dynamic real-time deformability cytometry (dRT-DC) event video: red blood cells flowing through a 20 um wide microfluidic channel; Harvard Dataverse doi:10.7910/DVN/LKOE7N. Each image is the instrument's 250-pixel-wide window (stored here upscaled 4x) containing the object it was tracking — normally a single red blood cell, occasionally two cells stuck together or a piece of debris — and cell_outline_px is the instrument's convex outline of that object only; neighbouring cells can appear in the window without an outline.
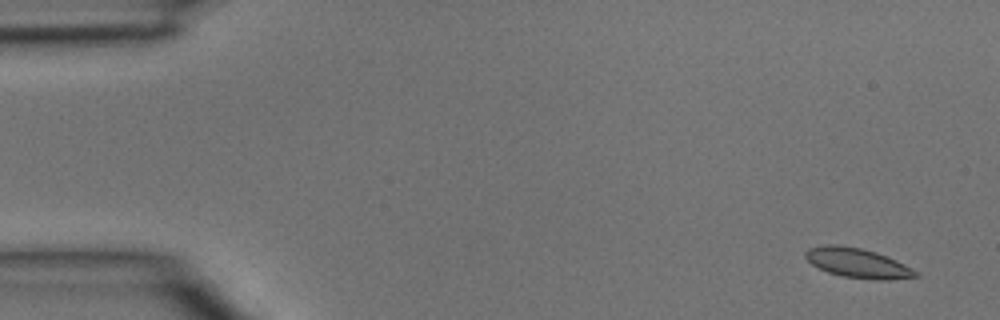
{"species": "common noctule bat (a hibernating species)", "species_latin": "Nyctalus noctula", "temperature_condition": "room temperature", "stored_images_in_passage": 6, "camera_frame_rate_fps": 3000, "um_per_image_px": 0.085, "animal": {"sex": "male", "body_mass_g": 15.6}, "frame": {"image": 1, "passage_image": 1, "time_ms": 0.0, "image_size_px": [1000, 320], "cell_outline_px": [[920, 276], [888, 280], [872, 280], [840, 276], [828, 272], [812, 264], [804, 256], [804, 252], [808, 248], [824, 244], [836, 244], [860, 248], [876, 252], [896, 260], [920, 272]], "centroid_in_image_um": [72.9, 22.36], "position_along_channel_um": 12.1, "area_um2": 19.19}}
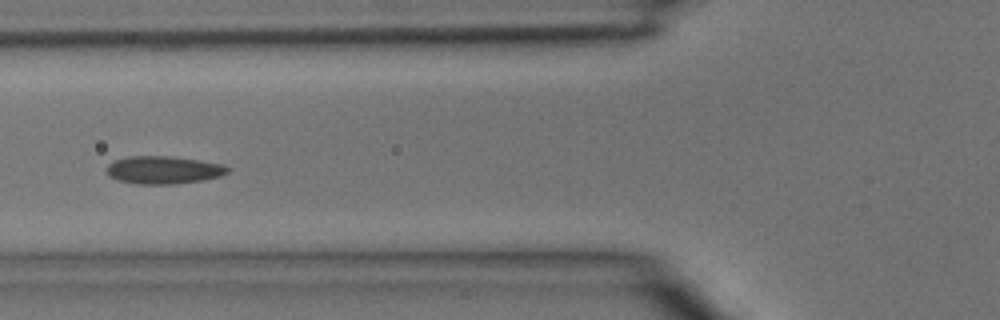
{"frame": {"image": 2, "passage_image": 5, "time_ms": 1.333, "image_size_px": [1000, 320], "cell_outline_px": [[228, 172], [220, 176], [204, 180], [176, 184], [136, 184], [116, 180], [108, 176], [108, 164], [116, 160], [128, 156], [168, 156], [200, 160], [220, 164], [228, 168]], "centroid_in_image_um": [13.87, 14.46], "position_along_channel_um": 111.9, "area_um2": 19.54}}
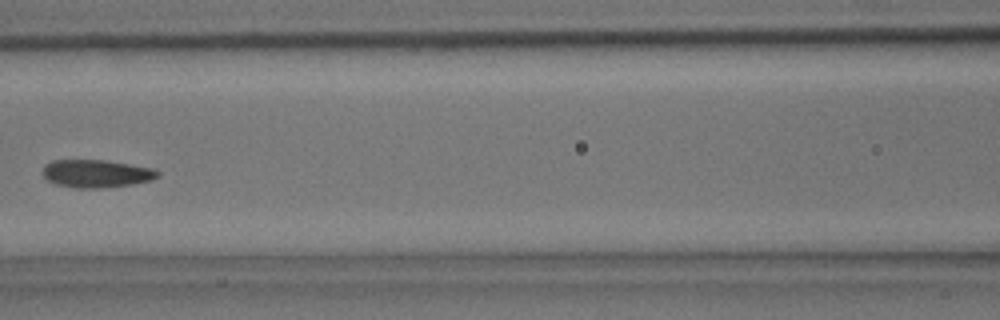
{"frame": {"image": 3, "passage_image": 6, "time_ms": 1.667, "image_size_px": [1000, 320], "cell_outline_px": [[160, 176], [152, 180], [128, 184], [100, 188], [76, 188], [56, 184], [48, 180], [44, 176], [44, 164], [52, 160], [104, 160], [156, 168], [160, 172]], "centroid_in_image_um": [8.22, 14.74], "position_along_channel_um": 158.4, "area_um2": 18.61}}